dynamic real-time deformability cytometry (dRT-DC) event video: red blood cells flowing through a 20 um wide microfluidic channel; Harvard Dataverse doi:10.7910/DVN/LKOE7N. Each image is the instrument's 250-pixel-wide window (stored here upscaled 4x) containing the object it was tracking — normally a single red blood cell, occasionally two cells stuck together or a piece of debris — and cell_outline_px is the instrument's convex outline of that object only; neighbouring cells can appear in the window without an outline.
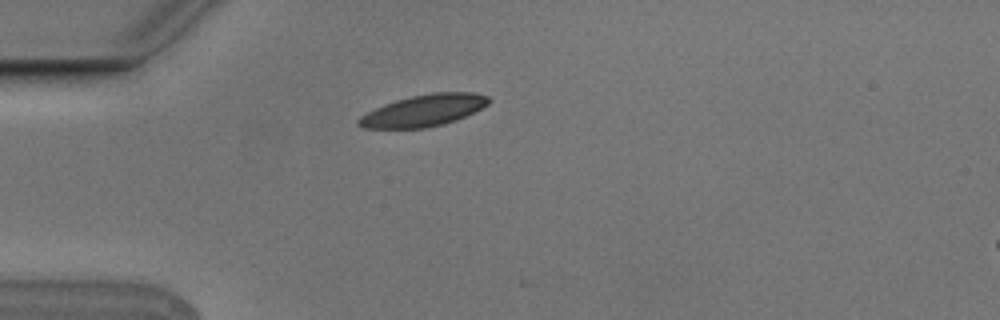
{"species": "Egyptian fruit bat (a non-hibernating species)", "species_latin": "Rousettus aegyptiacus", "temperature_condition": "cold", "stored_images_in_passage": 3, "camera_frame_rate_fps": 3000, "um_per_image_px": 0.085, "animal": {"sex": "male"}, "frame": {"image": 1, "passage_image": 1, "time_ms": 0.0, "image_size_px": [1000, 320], "cell_outline_px": [[492, 100], [488, 104], [456, 120], [444, 124], [424, 128], [364, 128], [356, 124], [356, 120], [360, 116], [384, 104], [396, 100], [412, 96], [432, 92], [472, 92], [488, 96]], "centroid_in_image_um": [36.0, 9.39], "position_along_channel_um": 49.0, "area_um2": 23.87}}